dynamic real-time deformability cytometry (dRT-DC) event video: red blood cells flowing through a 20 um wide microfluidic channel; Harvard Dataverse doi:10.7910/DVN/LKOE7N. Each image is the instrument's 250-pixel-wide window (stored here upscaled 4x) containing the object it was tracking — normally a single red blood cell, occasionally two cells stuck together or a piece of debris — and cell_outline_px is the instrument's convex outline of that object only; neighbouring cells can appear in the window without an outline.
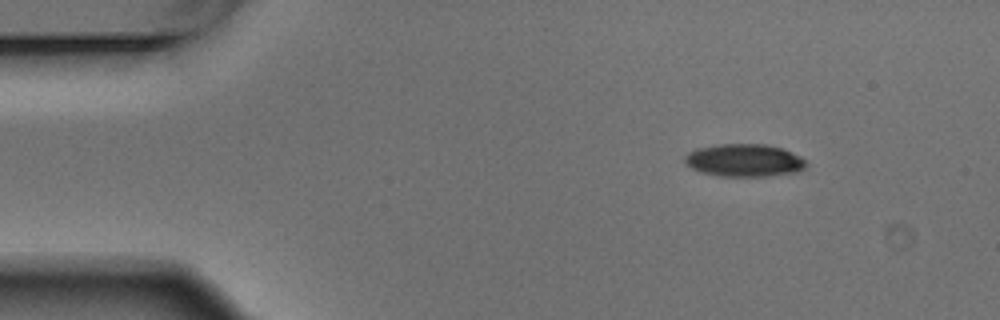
{"species": "Egyptian fruit bat (a non-hibernating species)", "species_latin": "Rousettus aegyptiacus", "temperature_condition": "warm", "stored_images_in_passage": 4, "camera_frame_rate_fps": 3000, "um_per_image_px": 0.085, "animal": {"sex": "male"}, "frame": {"image": 1, "passage_image": 1, "time_ms": 0.0, "image_size_px": [1000, 320], "cell_outline_px": [[808, 164], [804, 168], [796, 172], [768, 176], [720, 176], [700, 172], [692, 168], [684, 160], [684, 156], [688, 152], [696, 148], [720, 144], [764, 144], [784, 148], [800, 156]], "centroid_in_image_um": [63.27, 13.62], "position_along_channel_um": 21.7, "area_um2": 23.18}}